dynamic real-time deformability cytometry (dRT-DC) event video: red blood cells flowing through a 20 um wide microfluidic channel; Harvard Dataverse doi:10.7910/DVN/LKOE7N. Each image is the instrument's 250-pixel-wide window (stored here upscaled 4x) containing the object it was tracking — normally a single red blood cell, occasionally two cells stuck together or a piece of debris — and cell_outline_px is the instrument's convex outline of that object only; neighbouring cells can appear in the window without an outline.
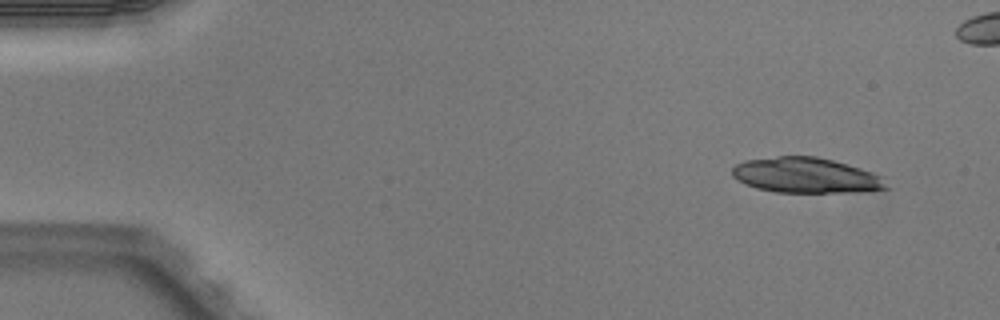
{"species": "Egyptian fruit bat (a non-hibernating species)", "species_latin": "Rousettus aegyptiacus", "temperature_condition": "warm", "stored_images_in_passage": 7, "segment_of_instrument_passage": [1, 2], "camera_frame_rate_fps": 3000, "um_per_image_px": 0.085, "animal": {"sex": "male"}, "frame": {"image": 1, "passage_image": 1, "time_ms": 0.0, "image_size_px": [1000, 320], "cell_outline_px": [[892, 188], [860, 192], [776, 192], [756, 188], [744, 184], [736, 180], [732, 176], [732, 168], [736, 164], [744, 160], [776, 156], [816, 156], [832, 160], [860, 168], [884, 176]], "centroid_in_image_um": [68.53, 14.91], "position_along_channel_um": 16.5, "area_um2": 32.14}}
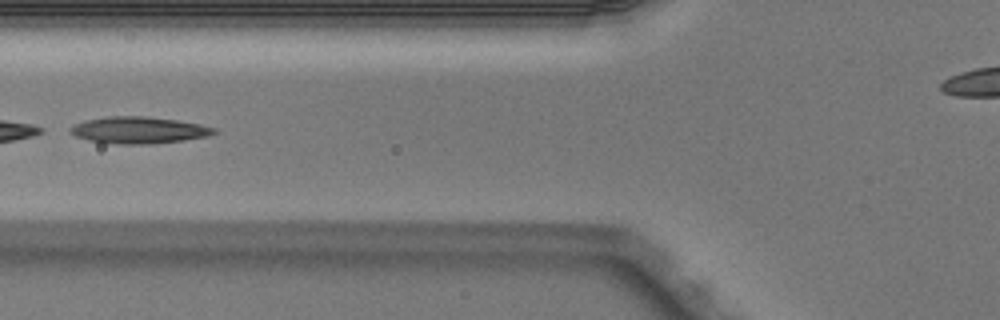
{"frame": {"image": 2, "passage_image": 5, "time_ms": 1.333, "image_size_px": [1000, 320], "cell_outline_px": [[216, 132], [208, 136], [184, 140], [152, 144], [116, 144], [88, 140], [76, 136], [68, 132], [68, 128], [76, 124], [88, 120], [108, 116], [144, 116], [176, 120], [216, 128]], "centroid_in_image_um": [11.76, 11.07], "position_along_channel_um": 114.0, "area_um2": 22.2}}
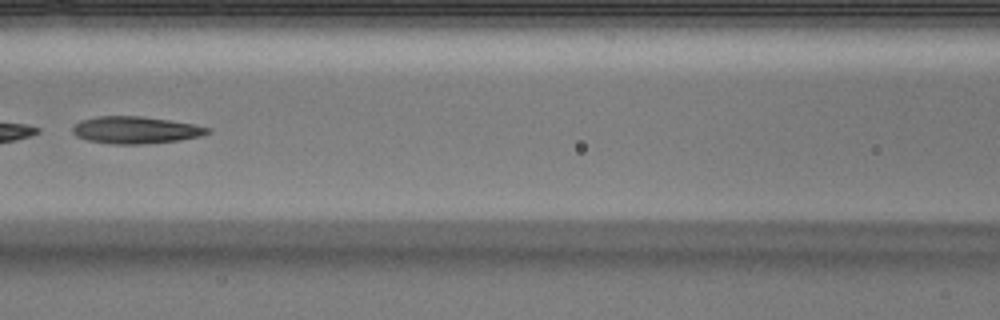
{"frame": {"image": 3, "passage_image": 6, "time_ms": 1.667, "image_size_px": [1000, 320], "cell_outline_px": [[212, 132], [200, 136], [180, 140], [140, 144], [112, 144], [88, 140], [76, 136], [72, 132], [72, 128], [80, 120], [96, 116], [140, 116], [168, 120], [192, 124], [212, 128]], "centroid_in_image_um": [11.52, 11.05], "position_along_channel_um": 155.1, "area_um2": 21.27}}